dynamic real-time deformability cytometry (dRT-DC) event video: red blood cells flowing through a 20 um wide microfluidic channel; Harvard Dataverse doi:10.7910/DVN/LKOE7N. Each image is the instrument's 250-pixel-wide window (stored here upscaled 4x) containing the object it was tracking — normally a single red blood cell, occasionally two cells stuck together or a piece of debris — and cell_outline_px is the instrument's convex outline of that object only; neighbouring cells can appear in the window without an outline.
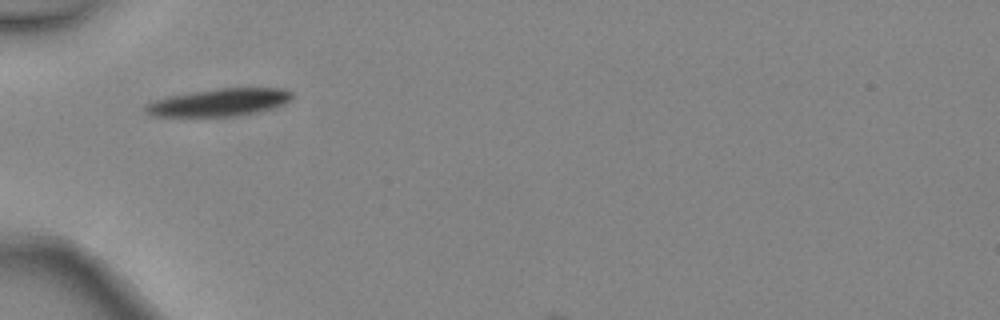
{"species": "common noctule bat (a hibernating species)", "species_latin": "Nyctalus noctula", "temperature_condition": "warm", "stored_images_in_passage": 5, "camera_frame_rate_fps": 3000, "um_per_image_px": 0.085, "animal": {"sex": "female", "body_mass_g": 24.6, "forearm_length_mm": 56.2}, "frame": {"image": 1, "passage_image": 4, "time_ms": 1.0, "image_size_px": [1000, 320], "cell_outline_px": [[292, 100], [284, 104], [256, 112], [240, 116], [152, 116], [144, 112], [140, 108], [144, 104], [168, 96], [192, 92], [220, 88], [284, 88], [292, 92]], "centroid_in_image_um": [18.6, 8.7], "position_along_channel_um": 66.4, "area_um2": 23.64}}